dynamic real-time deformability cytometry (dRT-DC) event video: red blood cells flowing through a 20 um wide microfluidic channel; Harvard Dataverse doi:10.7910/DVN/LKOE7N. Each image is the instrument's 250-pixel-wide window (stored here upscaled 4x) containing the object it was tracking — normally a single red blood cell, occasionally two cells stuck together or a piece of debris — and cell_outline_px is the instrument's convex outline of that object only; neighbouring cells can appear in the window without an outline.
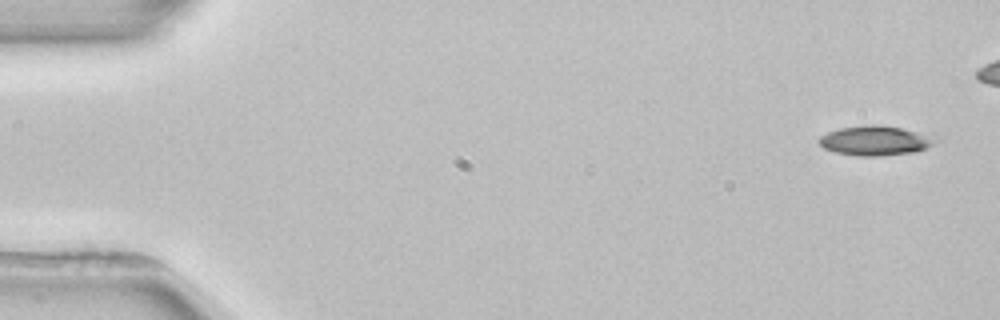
{"species": "common noctule bat (a hibernating species)", "species_latin": "Nyctalus noctula", "temperature_condition": "room temperature", "stored_images_in_passage": 5, "camera_frame_rate_fps": 3000, "um_per_image_px": 0.085, "animal": {"sex": "female", "body_mass_g": 22.7, "forearm_length_mm": 54.2}, "frame": {"image": 1, "passage_image": 1, "time_ms": 0.0, "image_size_px": [1000, 320], "cell_outline_px": [[940, 140], [916, 152], [880, 156], [856, 156], [836, 152], [824, 148], [816, 140], [820, 136], [828, 132], [840, 128], [872, 124], [880, 124], [940, 136]], "centroid_in_image_um": [74.44, 11.95], "position_along_channel_um": 10.6, "area_um2": 20.35}}